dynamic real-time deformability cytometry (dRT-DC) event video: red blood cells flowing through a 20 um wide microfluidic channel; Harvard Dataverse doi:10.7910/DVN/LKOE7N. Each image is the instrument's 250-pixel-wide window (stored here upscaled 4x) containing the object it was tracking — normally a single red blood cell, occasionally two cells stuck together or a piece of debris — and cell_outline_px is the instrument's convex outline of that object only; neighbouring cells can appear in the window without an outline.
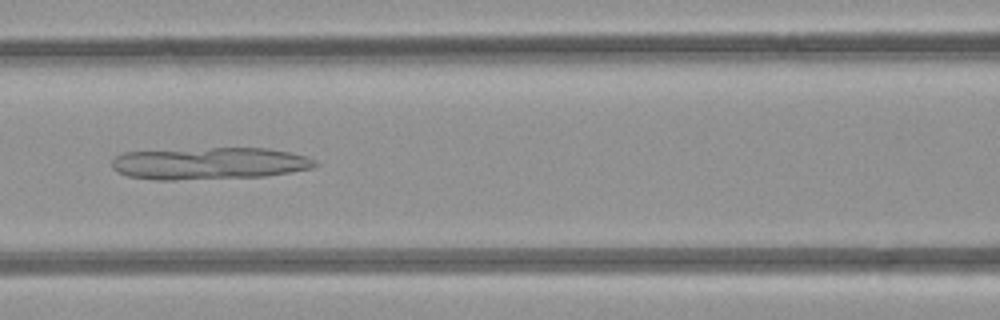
{"species": "common noctule bat (a hibernating species)", "species_latin": "Nyctalus noctula", "temperature_condition": "room temperature", "stored_images_in_passage": 6, "camera_frame_rate_fps": 3000, "um_per_image_px": 0.085, "animal": {"sex": "female", "body_mass_g": 21.9}, "frame": {"image": 1, "passage_image": 6, "time_ms": 6.333, "image_size_px": [1000, 320], "cell_outline_px": [[316, 164], [312, 168], [264, 176], [172, 180], [156, 180], [128, 176], [112, 168], [112, 160], [116, 156], [124, 152], [212, 148], [268, 148], [308, 156], [316, 160]], "centroid_in_image_um": [17.8, 13.89], "position_along_channel_um": 148.8, "area_um2": 37.69}}